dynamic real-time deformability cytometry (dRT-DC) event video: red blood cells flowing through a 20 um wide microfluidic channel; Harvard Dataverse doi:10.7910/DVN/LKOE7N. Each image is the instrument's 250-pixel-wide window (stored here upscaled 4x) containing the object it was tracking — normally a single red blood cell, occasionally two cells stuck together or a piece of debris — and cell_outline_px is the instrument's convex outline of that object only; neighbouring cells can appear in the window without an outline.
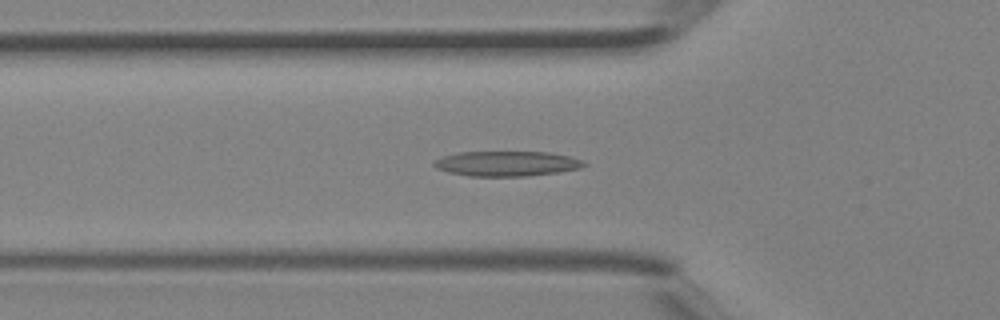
{"species": "Egyptian fruit bat (a non-hibernating species)", "species_latin": "Rousettus aegyptiacus", "temperature_condition": "room temperature", "stored_images_in_passage": 8, "camera_frame_rate_fps": 3000, "um_per_image_px": 0.085, "animal": {"sex": "female"}, "frame": {"image": 1, "passage_image": 8, "time_ms": 2.333, "image_size_px": [1000, 320], "cell_outline_px": [[588, 164], [580, 168], [556, 172], [524, 176], [468, 176], [448, 172], [436, 168], [432, 164], [432, 160], [456, 152], [552, 152], [572, 156], [584, 160]], "centroid_in_image_um": [43.07, 13.89], "position_along_channel_um": 82.7, "area_um2": 22.08}}